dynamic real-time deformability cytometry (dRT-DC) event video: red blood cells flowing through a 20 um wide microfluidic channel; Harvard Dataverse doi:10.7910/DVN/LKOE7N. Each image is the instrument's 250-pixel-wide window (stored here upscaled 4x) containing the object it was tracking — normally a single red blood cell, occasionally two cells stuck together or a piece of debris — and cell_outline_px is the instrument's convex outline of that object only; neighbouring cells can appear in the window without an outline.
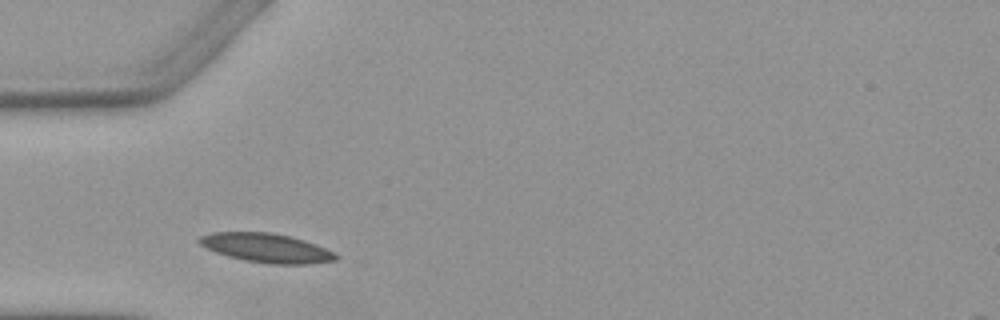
{"species": "Egyptian fruit bat (a non-hibernating species)", "species_latin": "Rousettus aegyptiacus", "temperature_condition": "warm", "stored_images_in_passage": 2, "camera_frame_rate_fps": 3000, "um_per_image_px": 0.085, "animal": {"sex": "female"}, "frame": {"image": 1, "passage_image": 1, "time_ms": 0.0, "image_size_px": [1000, 320], "cell_outline_px": [[336, 260], [308, 264], [272, 264], [244, 260], [228, 256], [216, 252], [200, 244], [196, 240], [200, 236], [212, 232], [272, 232], [292, 236], [316, 244], [332, 252], [336, 256]], "centroid_in_image_um": [22.62, 21.06], "position_along_channel_um": 62.4, "area_um2": 23.0}}